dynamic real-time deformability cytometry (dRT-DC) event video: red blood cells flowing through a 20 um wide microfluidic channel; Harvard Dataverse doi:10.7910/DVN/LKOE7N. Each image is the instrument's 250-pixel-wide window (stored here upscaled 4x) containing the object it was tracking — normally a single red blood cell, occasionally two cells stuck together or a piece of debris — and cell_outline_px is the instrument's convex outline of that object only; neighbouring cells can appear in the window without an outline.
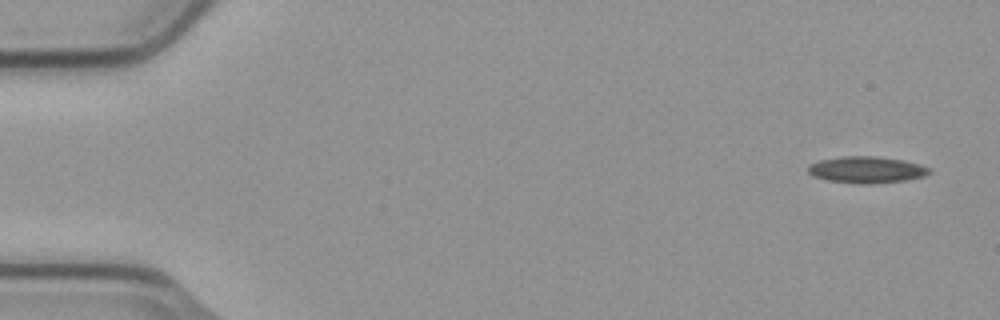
{"species": "common noctule bat (a hibernating species)", "species_latin": "Nyctalus noctula", "temperature_condition": "cold", "stored_images_in_passage": 1, "camera_frame_rate_fps": 3000, "um_per_image_px": 0.085, "animal": {"sex": "male", "body_mass_g": 23.1, "forearm_length_mm": 52.7}, "frame": {"image": 1, "passage_image": 1, "time_ms": 0.0, "image_size_px": [1000, 320], "cell_outline_px": [[932, 172], [924, 176], [904, 180], [868, 184], [860, 184], [828, 180], [816, 176], [808, 172], [808, 164], [820, 160], [840, 156], [876, 156], [904, 160], [920, 164], [932, 168]], "centroid_in_image_um": [73.69, 14.41], "position_along_channel_um": 11.3, "area_um2": 18.79}}